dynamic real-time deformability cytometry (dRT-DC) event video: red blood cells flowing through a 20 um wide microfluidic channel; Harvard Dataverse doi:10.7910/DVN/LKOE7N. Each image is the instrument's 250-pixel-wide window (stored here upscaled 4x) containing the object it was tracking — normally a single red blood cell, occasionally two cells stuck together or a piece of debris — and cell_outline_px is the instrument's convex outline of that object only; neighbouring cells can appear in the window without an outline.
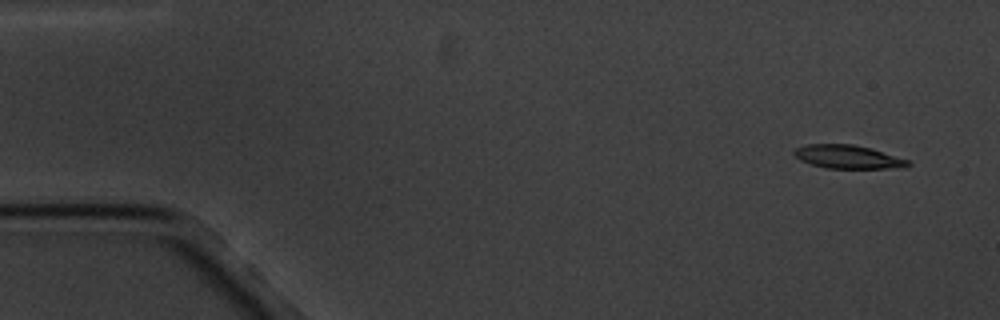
{"species": "common noctule bat (a hibernating species)", "species_latin": "Nyctalus noctula", "temperature_condition": "cold", "stored_images_in_passage": 5, "camera_frame_rate_fps": 3000, "um_per_image_px": 0.085, "animal": {"sex": "male", "body_mass_g": 20.1, "forearm_length_mm": 53.5}, "frame": {"image": 1, "passage_image": 1, "time_ms": 0.0, "image_size_px": [1000, 320], "cell_outline_px": [[912, 164], [904, 168], [824, 168], [800, 160], [792, 152], [796, 148], [808, 144], [852, 144], [872, 148], [908, 160]], "centroid_in_image_um": [72.09, 13.33], "position_along_channel_um": 12.9, "area_um2": 15.55}}
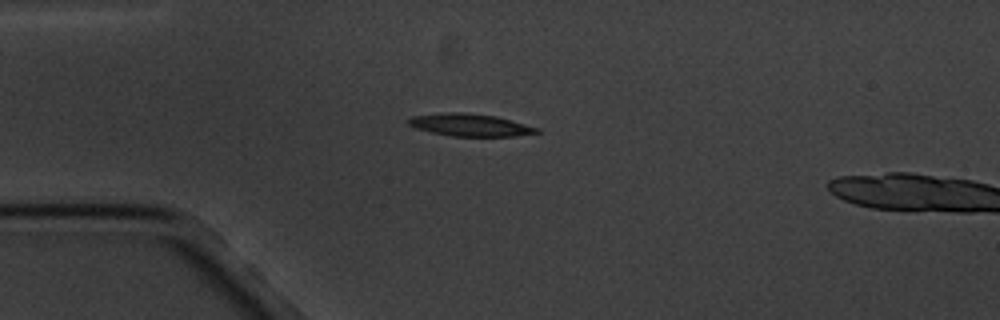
{"frame": {"image": 2, "passage_image": 4, "time_ms": 3.667, "image_size_px": [1000, 320], "cell_outline_px": [[540, 132], [516, 136], [452, 136], [432, 132], [416, 128], [408, 124], [404, 120], [412, 116], [444, 112], [468, 112], [496, 116], [512, 120], [540, 128]], "centroid_in_image_um": [39.95, 10.61], "position_along_channel_um": 45.1, "area_um2": 16.94}}